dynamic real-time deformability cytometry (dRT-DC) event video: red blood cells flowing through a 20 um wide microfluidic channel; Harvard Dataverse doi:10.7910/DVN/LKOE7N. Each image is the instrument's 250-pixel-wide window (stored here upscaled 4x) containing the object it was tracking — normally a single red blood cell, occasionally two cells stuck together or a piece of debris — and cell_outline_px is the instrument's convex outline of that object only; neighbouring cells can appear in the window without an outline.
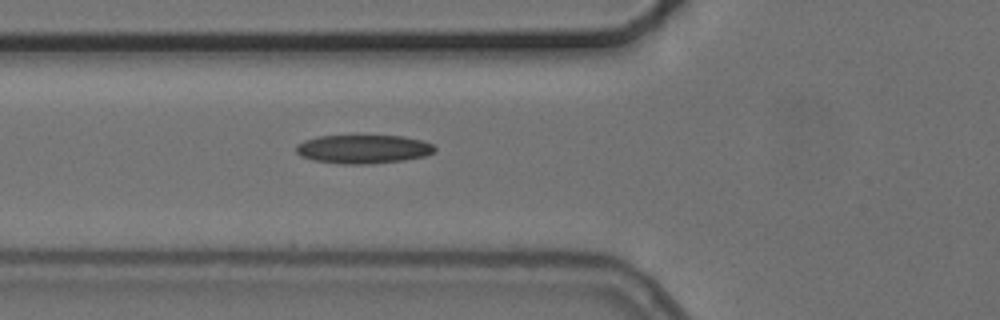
{"species": "common noctule bat (a hibernating species)", "species_latin": "Nyctalus noctula", "temperature_condition": "cold", "stored_images_in_passage": 5, "camera_frame_rate_fps": 3000, "um_per_image_px": 0.085, "animal": {"sex": "female", "body_mass_g": 24.6, "forearm_length_mm": 56.2}, "frame": {"image": 1, "passage_image": 5, "time_ms": 5.0, "image_size_px": [1000, 320], "cell_outline_px": [[436, 148], [432, 152], [424, 156], [404, 160], [372, 164], [344, 164], [312, 160], [300, 156], [296, 152], [296, 144], [304, 140], [316, 136], [404, 136], [420, 140], [432, 144]], "centroid_in_image_um": [30.83, 12.68], "position_along_channel_um": 95.0, "area_um2": 23.18}}